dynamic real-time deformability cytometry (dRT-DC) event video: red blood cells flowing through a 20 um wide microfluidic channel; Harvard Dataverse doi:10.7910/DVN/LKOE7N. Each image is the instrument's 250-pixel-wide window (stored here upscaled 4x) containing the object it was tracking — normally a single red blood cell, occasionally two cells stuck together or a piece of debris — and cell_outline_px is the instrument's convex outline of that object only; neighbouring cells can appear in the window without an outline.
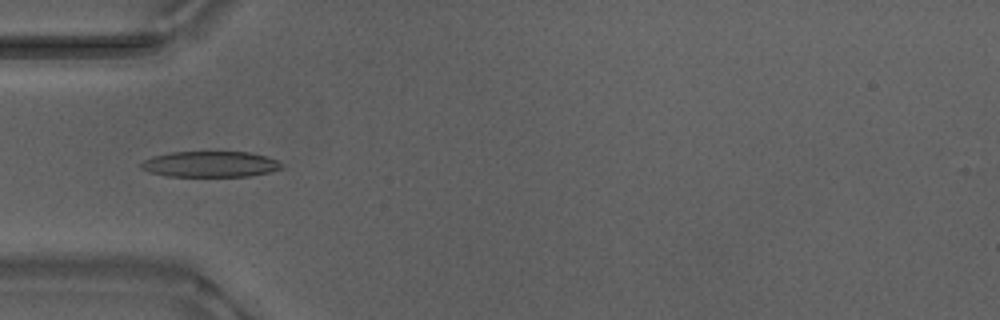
{"species": "Egyptian fruit bat (a non-hibernating species)", "species_latin": "Rousettus aegyptiacus", "temperature_condition": "warm", "stored_images_in_passage": 8, "camera_frame_rate_fps": 3000, "um_per_image_px": 0.085, "animal": {"sex": "male"}, "frame": {"image": 1, "passage_image": 5, "time_ms": 1.333, "image_size_px": [1000, 320], "cell_outline_px": [[284, 168], [268, 172], [248, 176], [168, 176], [148, 172], [140, 168], [140, 164], [144, 160], [152, 156], [172, 152], [248, 152], [264, 156], [276, 160], [284, 164]], "centroid_in_image_um": [17.85, 13.96], "position_along_channel_um": 67.1, "area_um2": 21.1}}